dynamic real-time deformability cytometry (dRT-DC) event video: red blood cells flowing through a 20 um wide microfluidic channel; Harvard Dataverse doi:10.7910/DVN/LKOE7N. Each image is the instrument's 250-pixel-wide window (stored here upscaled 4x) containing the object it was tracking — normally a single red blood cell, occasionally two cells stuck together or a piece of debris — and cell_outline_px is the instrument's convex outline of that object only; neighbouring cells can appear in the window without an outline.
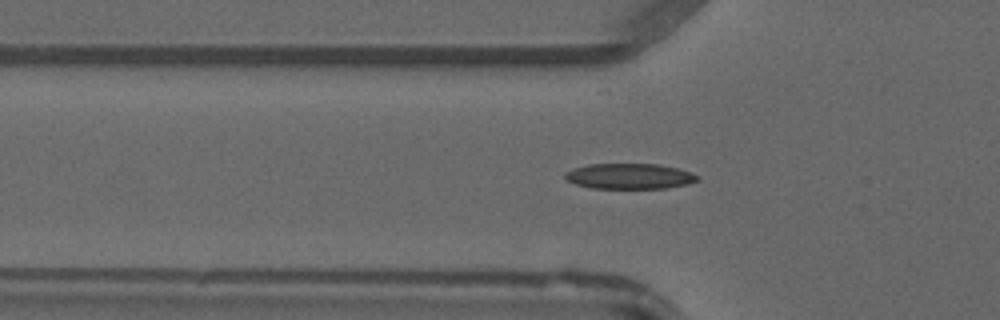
{"species": "common noctule bat (a hibernating species)", "species_latin": "Nyctalus noctula", "temperature_condition": "warm", "stored_images_in_passage": 48, "camera_frame_rate_fps": 3000, "um_per_image_px": 0.085, "animal": {"sex": "male", "forearm_length_mm": 52.5}, "frame": {"image": 1, "passage_image": 16, "time_ms": 5.0, "image_size_px": [1000, 320], "cell_outline_px": [[700, 180], [688, 184], [664, 188], [592, 188], [576, 184], [568, 180], [564, 176], [564, 172], [588, 164], [660, 164], [692, 172], [700, 176]], "centroid_in_image_um": [53.55, 14.97], "position_along_channel_um": 72.2, "area_um2": 19.65}}
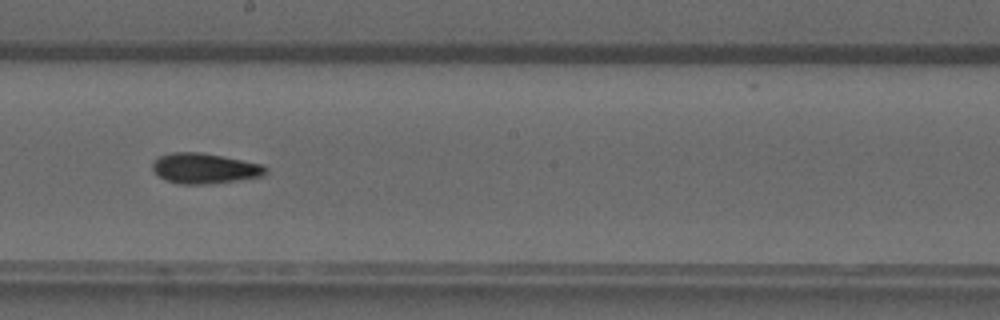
{"frame": {"image": 2, "passage_image": 27, "time_ms": 8.667, "image_size_px": [1000, 320], "cell_outline_px": [[268, 172], [264, 176], [204, 184], [176, 184], [160, 176], [152, 168], [152, 164], [160, 156], [172, 152], [200, 152], [264, 164], [268, 168]], "centroid_in_image_um": [17.43, 14.3], "position_along_channel_um": 230.8, "area_um2": 19.83}}
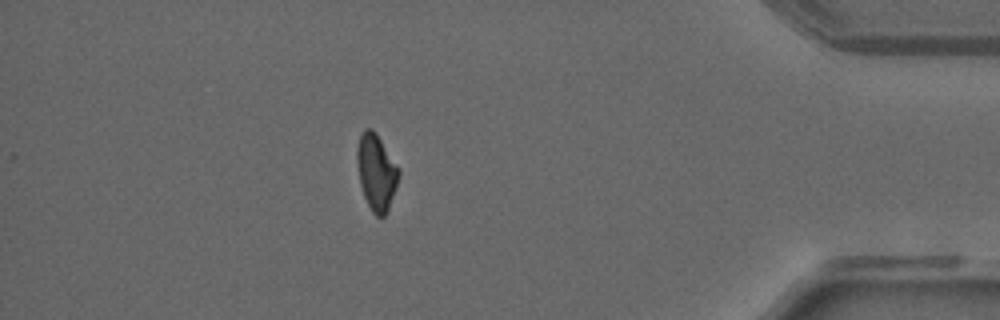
{"frame": {"image": 3, "passage_image": 42, "time_ms": 13.667, "image_size_px": [1000, 320], "cell_outline_px": [[400, 176], [396, 188], [388, 208], [384, 216], [376, 216], [372, 212], [364, 196], [360, 184], [356, 160], [356, 148], [360, 136], [364, 128], [372, 128], [376, 132], [400, 168]], "centroid_in_image_um": [31.99, 14.59], "position_along_channel_um": 403.2, "area_um2": 18.67}}